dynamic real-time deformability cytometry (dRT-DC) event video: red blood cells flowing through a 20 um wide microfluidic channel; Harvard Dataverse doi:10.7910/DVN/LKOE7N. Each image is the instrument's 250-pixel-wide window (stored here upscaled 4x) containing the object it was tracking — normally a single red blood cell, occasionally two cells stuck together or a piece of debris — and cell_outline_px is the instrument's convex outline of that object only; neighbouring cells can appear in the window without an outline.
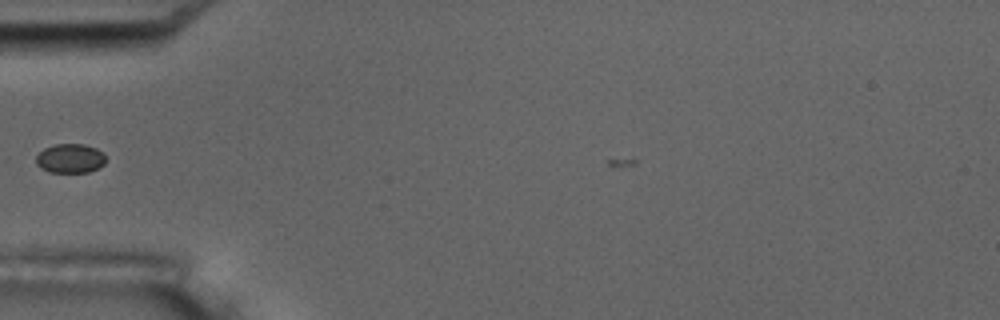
{"species": "common noctule bat (a hibernating species)", "species_latin": "Nyctalus noctula", "temperature_condition": "room temperature", "stored_images_in_passage": 1, "camera_frame_rate_fps": 3000, "um_per_image_px": 0.085, "animal": {"sex": "male", "body_mass_g": 17.5, "forearm_length_mm": 52.3}, "frame": {"image": 1, "passage_image": 1, "time_ms": 0.0, "image_size_px": [1000, 320], "cell_outline_px": [[104, 164], [88, 172], [48, 172], [40, 168], [36, 164], [36, 156], [44, 148], [56, 144], [84, 144], [96, 148], [104, 152]], "centroid_in_image_um": [5.94, 13.46], "position_along_channel_um": 79.1, "area_um2": 11.85}}